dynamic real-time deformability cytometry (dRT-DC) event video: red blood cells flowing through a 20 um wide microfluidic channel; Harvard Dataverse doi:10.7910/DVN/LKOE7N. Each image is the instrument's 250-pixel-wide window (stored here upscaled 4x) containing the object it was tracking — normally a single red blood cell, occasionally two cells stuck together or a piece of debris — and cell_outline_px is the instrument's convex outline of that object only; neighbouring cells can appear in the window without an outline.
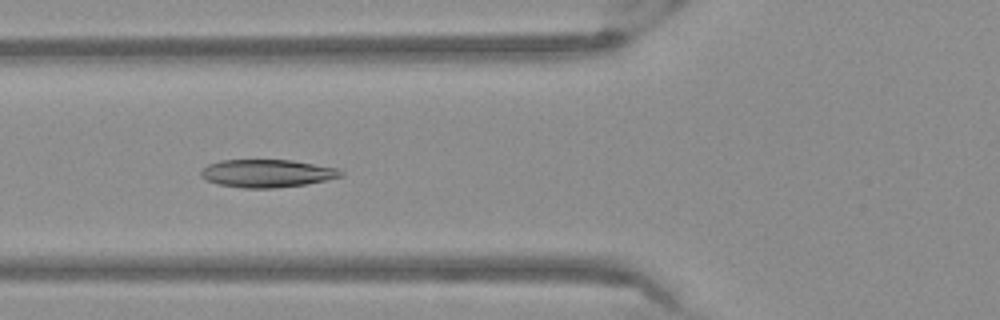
{"species": "Egyptian fruit bat (a non-hibernating species)", "species_latin": "Rousettus aegyptiacus", "temperature_condition": "warm", "stored_images_in_passage": 8, "camera_frame_rate_fps": 3000, "um_per_image_px": 0.085, "frame": {"image": 1, "passage_image": 6, "time_ms": 1.667, "image_size_px": [1000, 320], "cell_outline_px": [[344, 176], [304, 184], [276, 188], [244, 188], [220, 184], [208, 180], [200, 176], [200, 172], [208, 164], [220, 160], [292, 160], [336, 168], [344, 172]], "centroid_in_image_um": [22.7, 14.73], "position_along_channel_um": 103.1, "area_um2": 22.48}}